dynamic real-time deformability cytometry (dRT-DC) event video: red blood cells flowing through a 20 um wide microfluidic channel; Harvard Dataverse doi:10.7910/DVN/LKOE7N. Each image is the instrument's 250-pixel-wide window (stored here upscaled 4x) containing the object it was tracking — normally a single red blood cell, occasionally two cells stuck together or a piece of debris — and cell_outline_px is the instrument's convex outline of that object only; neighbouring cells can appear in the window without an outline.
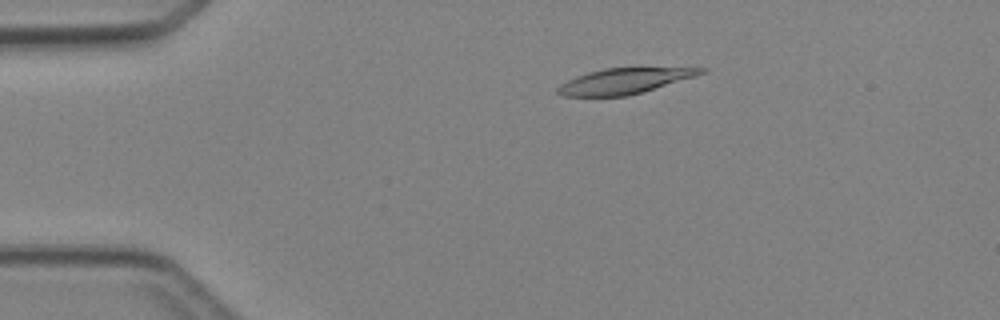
{"species": "Egyptian fruit bat (a non-hibernating species)", "species_latin": "Rousettus aegyptiacus", "temperature_condition": "cold", "stored_images_in_passage": 4, "camera_frame_rate_fps": 3000, "um_per_image_px": 0.085, "animal": {"sex": "female"}, "frame": {"image": 1, "passage_image": 3, "time_ms": 2.333, "image_size_px": [1000, 320], "cell_outline_px": [[708, 68], [704, 72], [696, 76], [644, 92], [628, 96], [564, 96], [556, 92], [556, 88], [560, 84], [576, 76], [588, 72], [604, 68]], "centroid_in_image_um": [53.04, 6.89], "position_along_channel_um": 32.0, "area_um2": 21.21}}